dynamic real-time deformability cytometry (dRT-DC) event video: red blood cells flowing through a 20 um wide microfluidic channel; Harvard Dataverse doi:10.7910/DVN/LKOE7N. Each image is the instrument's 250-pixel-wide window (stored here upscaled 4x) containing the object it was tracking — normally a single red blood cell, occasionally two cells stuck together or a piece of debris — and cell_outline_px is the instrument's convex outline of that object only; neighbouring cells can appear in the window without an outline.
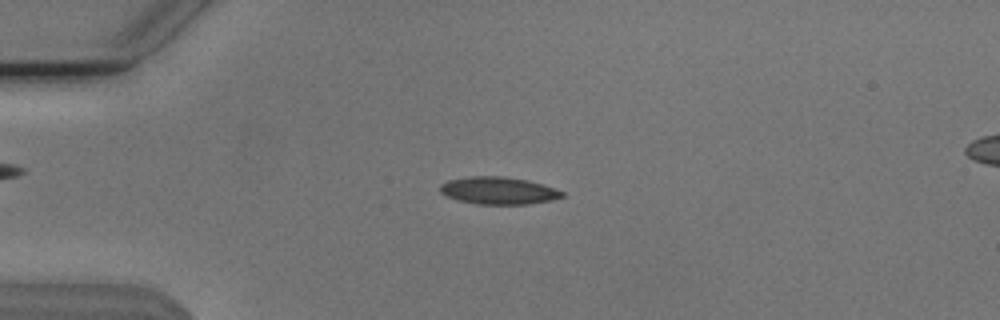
{"species": "Egyptian fruit bat (a non-hibernating species)", "species_latin": "Rousettus aegyptiacus", "temperature_condition": "cold", "stored_images_in_passage": 53, "camera_frame_rate_fps": 3000, "um_per_image_px": 0.085, "animal": {"sex": "male"}, "frame": {"image": 1, "passage_image": 13, "time_ms": 4.0, "image_size_px": [1000, 320], "cell_outline_px": [[564, 196], [552, 200], [528, 204], [476, 204], [460, 200], [448, 196], [440, 192], [440, 184], [448, 180], [468, 176], [504, 176], [528, 180], [564, 192]], "centroid_in_image_um": [42.35, 16.19], "position_along_channel_um": 42.6, "area_um2": 19.31}}
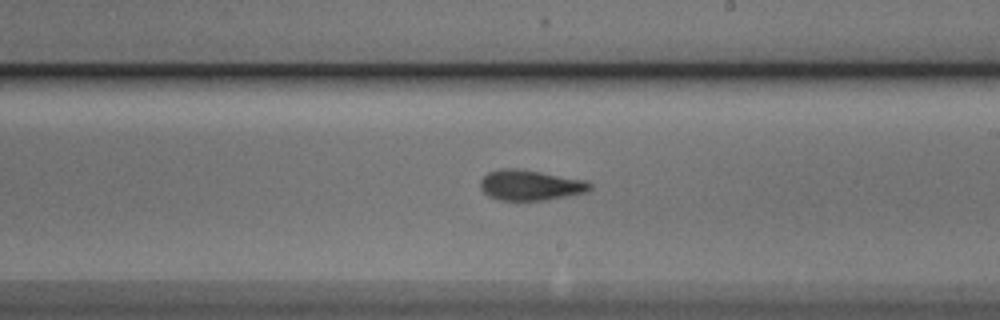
{"frame": {"image": 2, "passage_image": 31, "time_ms": 10.0, "image_size_px": [1000, 320], "cell_outline_px": [[592, 188], [588, 192], [568, 196], [544, 200], [496, 200], [488, 196], [480, 188], [480, 180], [488, 172], [500, 168], [516, 168], [540, 172], [584, 180], [592, 184]], "centroid_in_image_um": [45.05, 15.74], "position_along_channel_um": 243.9, "area_um2": 19.48}}
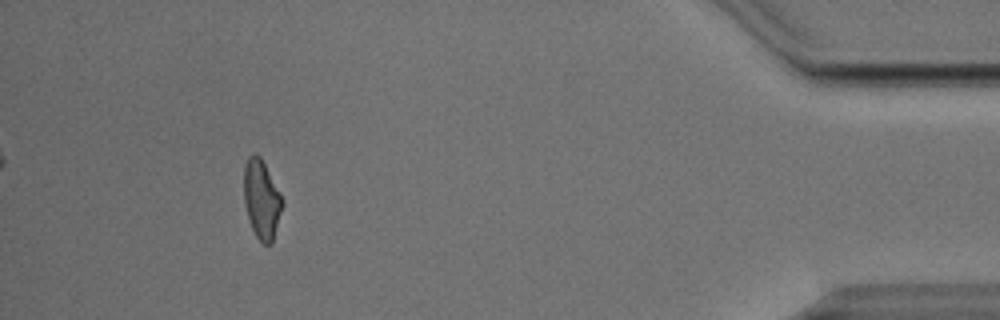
{"frame": {"image": 3, "passage_image": 49, "time_ms": 16.0, "image_size_px": [1000, 320], "cell_outline_px": [[284, 204], [272, 244], [264, 244], [256, 236], [252, 228], [244, 204], [244, 164], [248, 156], [252, 152], [256, 152], [260, 156], [280, 192], [284, 200]], "centroid_in_image_um": [22.24, 16.91], "position_along_channel_um": 413.0, "area_um2": 17.86}, "authors_computed_cell_mechanics": {"area_um2": 18.496, "velocity_mm_per_s": 3.812, "shape_relaxation_time_tau1_ms": null, "shape_relaxation_time_tau2_ms": 2.4558, "deformation_change_tau1": null, "deformation_change_tau2": 0.0946}}